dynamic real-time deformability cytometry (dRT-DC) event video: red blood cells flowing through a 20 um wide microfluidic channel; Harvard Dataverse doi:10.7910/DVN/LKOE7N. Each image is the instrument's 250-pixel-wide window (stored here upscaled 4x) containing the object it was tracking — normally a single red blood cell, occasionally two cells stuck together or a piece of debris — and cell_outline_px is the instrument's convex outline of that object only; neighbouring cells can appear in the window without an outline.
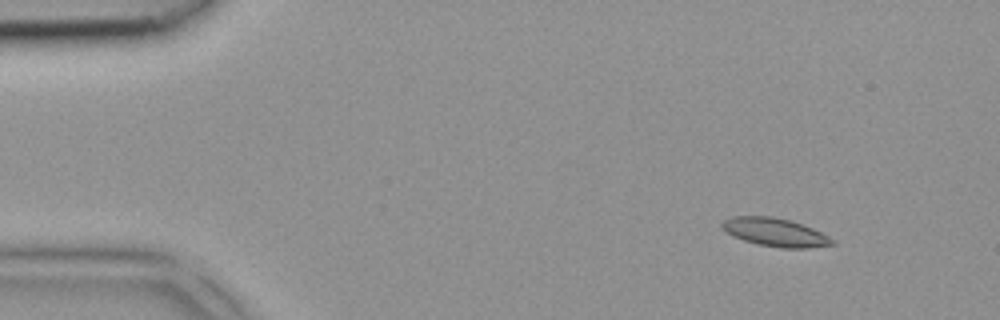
{"species": "common noctule bat (a hibernating species)", "species_latin": "Nyctalus noctula", "temperature_condition": "room temperature", "stored_images_in_passage": 5, "camera_frame_rate_fps": 3000, "um_per_image_px": 0.085, "animal": {"sex": "female", "body_mass_g": 18.4}, "frame": {"image": 1, "passage_image": 2, "time_ms": 0.333, "image_size_px": [1000, 320], "cell_outline_px": [[836, 244], [808, 248], [780, 248], [756, 244], [732, 236], [720, 228], [720, 224], [724, 220], [732, 216], [772, 216], [788, 220], [812, 228], [836, 240]], "centroid_in_image_um": [65.86, 19.75], "position_along_channel_um": 19.1, "area_um2": 18.26}}